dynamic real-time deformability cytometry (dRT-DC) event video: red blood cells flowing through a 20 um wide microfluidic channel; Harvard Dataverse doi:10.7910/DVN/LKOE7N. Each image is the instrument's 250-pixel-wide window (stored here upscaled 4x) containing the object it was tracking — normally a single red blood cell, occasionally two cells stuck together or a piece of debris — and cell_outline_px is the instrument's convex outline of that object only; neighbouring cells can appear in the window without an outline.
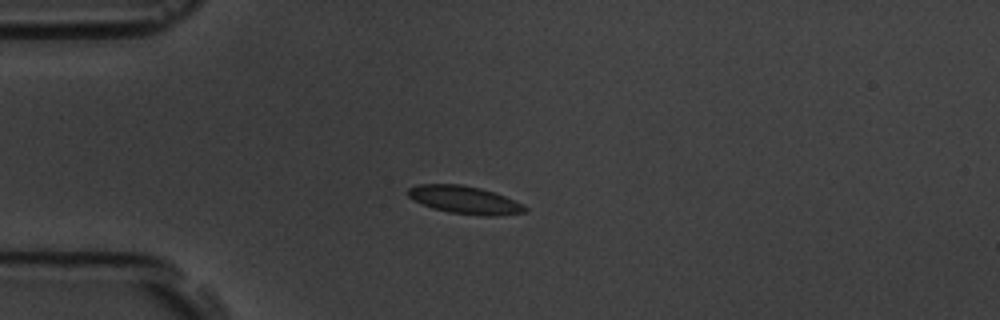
{"species": "common noctule bat (a hibernating species)", "species_latin": "Nyctalus noctula", "temperature_condition": "room temperature", "stored_images_in_passage": 4, "camera_frame_rate_fps": 3000, "um_per_image_px": 0.085, "animal": {"sex": "male", "body_mass_g": 19.5, "forearm_length_mm": 54.6}, "frame": {"image": 1, "passage_image": 4, "time_ms": 3.667, "image_size_px": [1000, 320], "cell_outline_px": [[528, 212], [500, 216], [480, 216], [448, 212], [432, 208], [420, 204], [408, 196], [408, 188], [416, 184], [460, 184], [480, 188], [504, 196], [528, 208]], "centroid_in_image_um": [39.47, 17.0], "position_along_channel_um": 45.5, "area_um2": 19.02}}